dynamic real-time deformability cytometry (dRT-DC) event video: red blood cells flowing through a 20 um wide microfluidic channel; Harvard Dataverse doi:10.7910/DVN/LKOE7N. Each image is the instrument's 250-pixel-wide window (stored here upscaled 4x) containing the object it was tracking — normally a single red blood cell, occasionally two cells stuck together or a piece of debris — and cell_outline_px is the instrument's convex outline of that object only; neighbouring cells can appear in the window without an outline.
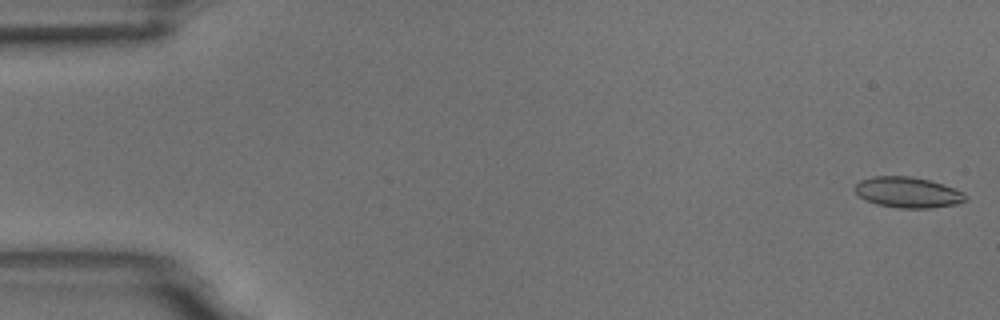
{"species": "common noctule bat (a hibernating species)", "species_latin": "Nyctalus noctula", "temperature_condition": "room temperature", "stored_images_in_passage": 5, "camera_frame_rate_fps": 3000, "um_per_image_px": 0.085, "animal": {"sex": "male", "body_mass_g": 18.8}, "frame": {"image": 1, "passage_image": 1, "time_ms": 0.0, "image_size_px": [1000, 320], "cell_outline_px": [[968, 200], [956, 204], [928, 208], [900, 208], [876, 204], [864, 200], [856, 192], [856, 184], [860, 180], [872, 176], [912, 176], [944, 184], [964, 192], [968, 196]], "centroid_in_image_um": [77.19, 16.35], "position_along_channel_um": 7.8, "area_um2": 19.88}}
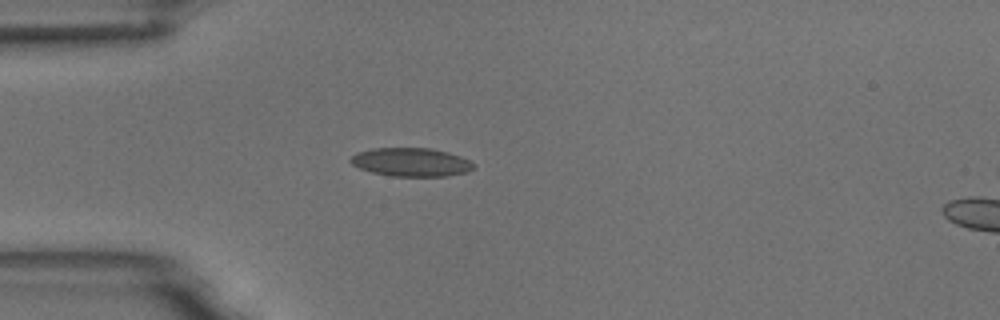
{"frame": {"image": 2, "passage_image": 5, "time_ms": 4.667, "image_size_px": [1000, 320], "cell_outline_px": [[476, 164], [468, 172], [448, 176], [392, 176], [372, 172], [360, 168], [352, 164], [348, 160], [356, 152], [372, 148], [428, 148], [448, 152], [460, 156]], "centroid_in_image_um": [34.93, 13.78], "position_along_channel_um": 50.1, "area_um2": 20.46}}